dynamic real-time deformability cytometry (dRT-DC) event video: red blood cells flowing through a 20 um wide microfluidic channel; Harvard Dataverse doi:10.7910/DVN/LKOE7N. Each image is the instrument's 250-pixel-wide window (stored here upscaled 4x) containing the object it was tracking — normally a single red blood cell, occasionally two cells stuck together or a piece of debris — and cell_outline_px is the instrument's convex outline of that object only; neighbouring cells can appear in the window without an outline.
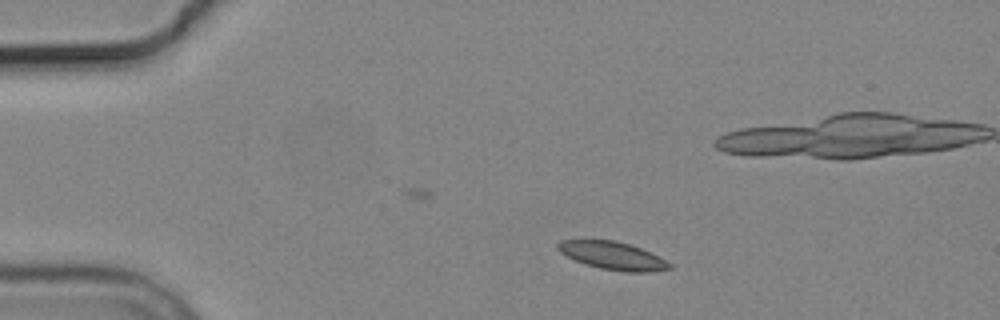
{"species": "common noctule bat (a hibernating species)", "species_latin": "Nyctalus noctula", "temperature_condition": "cold", "stored_images_in_passage": 6, "camera_frame_rate_fps": 3000, "um_per_image_px": 0.085, "animal": {"sex": "male", "body_mass_g": 19.2, "forearm_length_mm": 51.8}, "frame": {"image": 1, "passage_image": 1, "time_ms": 0.0, "image_size_px": [1000, 320], "cell_outline_px": [[672, 268], [652, 272], [624, 272], [600, 268], [584, 264], [560, 252], [556, 248], [556, 244], [560, 240], [616, 240], [640, 248], [672, 264]], "centroid_in_image_um": [52.05, 21.74], "position_along_channel_um": 32.9, "area_um2": 17.98}}
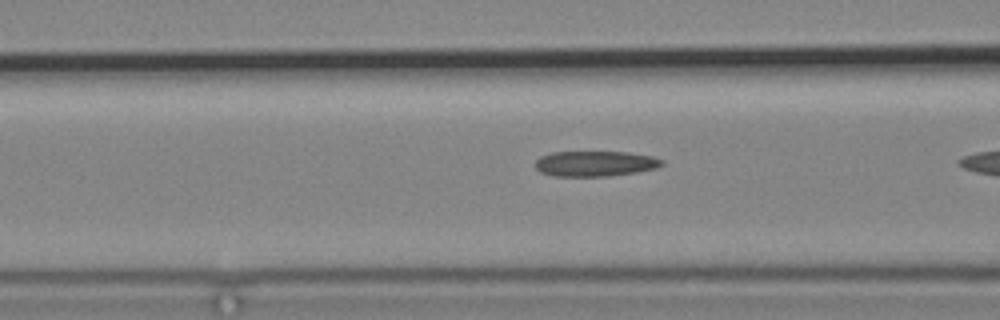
{"frame": {"image": 2, "passage_image": 5, "time_ms": 5.333, "image_size_px": [1000, 320], "cell_outline_px": [[664, 164], [656, 168], [636, 172], [608, 176], [552, 176], [540, 172], [536, 168], [536, 160], [540, 156], [552, 152], [628, 152], [652, 156], [664, 160]], "centroid_in_image_um": [50.59, 13.91], "position_along_channel_um": 116.0, "area_um2": 18.79}}